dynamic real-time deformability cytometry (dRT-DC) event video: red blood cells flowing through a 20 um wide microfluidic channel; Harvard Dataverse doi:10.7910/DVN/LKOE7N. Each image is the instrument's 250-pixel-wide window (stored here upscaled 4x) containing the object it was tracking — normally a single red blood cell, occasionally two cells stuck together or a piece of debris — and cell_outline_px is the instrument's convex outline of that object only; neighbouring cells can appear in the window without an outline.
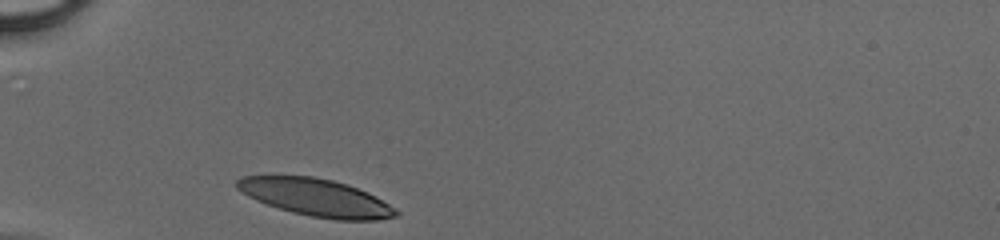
{"species": "human", "species_latin": "Homo sapiens", "temperature_condition": "cold", "stored_images_in_passage": 26, "camera_frame_rate_fps": 3000, "um_per_image_px": 0.085, "donor": {"sex": "male"}, "frame": {"image": 1, "passage_image": 1, "time_ms": 0.0, "image_size_px": [1000, 240], "cell_outline_px": [[400, 212], [396, 216], [376, 220], [336, 220], [312, 216], [292, 212], [256, 200], [248, 196], [236, 188], [236, 180], [240, 176], [312, 176], [332, 180], [348, 184], [368, 192], [376, 196]], "centroid_in_image_um": [26.86, 16.78], "position_along_channel_um": 58.1, "area_um2": 34.45}}
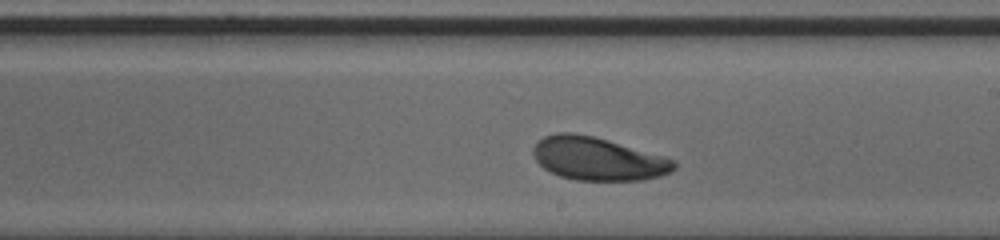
{"frame": {"image": 2, "passage_image": 15, "time_ms": 4.667, "image_size_px": [1000, 240], "cell_outline_px": [[676, 168], [672, 172], [660, 176], [640, 180], [576, 180], [560, 176], [544, 168], [536, 160], [532, 152], [532, 148], [544, 136], [556, 132], [572, 132], [592, 136], [608, 140], [676, 160]], "centroid_in_image_um": [50.82, 13.49], "position_along_channel_um": 238.2, "area_um2": 35.2}}
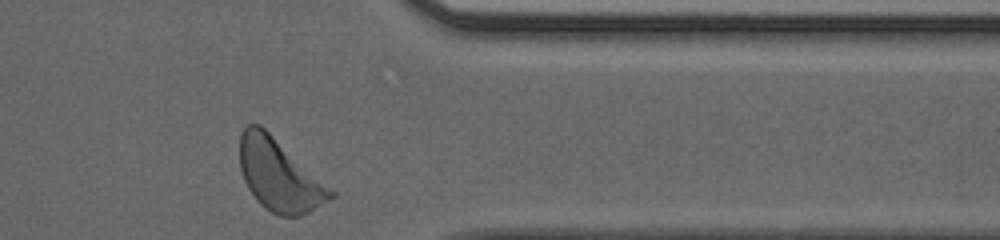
{"frame": {"image": 3, "passage_image": 26, "time_ms": 8.333, "image_size_px": [1000, 240], "cell_outline_px": [[336, 196], [308, 212], [300, 216], [280, 216], [264, 208], [256, 200], [248, 188], [244, 180], [240, 168], [240, 132], [248, 124], [260, 124], [336, 192]], "centroid_in_image_um": [23.73, 14.89], "position_along_channel_um": 387.7, "area_um2": 37.8}}